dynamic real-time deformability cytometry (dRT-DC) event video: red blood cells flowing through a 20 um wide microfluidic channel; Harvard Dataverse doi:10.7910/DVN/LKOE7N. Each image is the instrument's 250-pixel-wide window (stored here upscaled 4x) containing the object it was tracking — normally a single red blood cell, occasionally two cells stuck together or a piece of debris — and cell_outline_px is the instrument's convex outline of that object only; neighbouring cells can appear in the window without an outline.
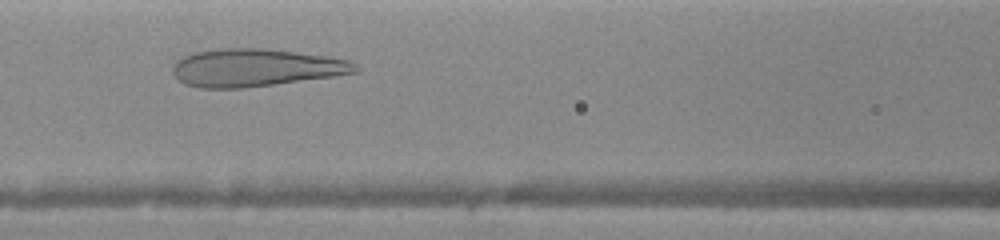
{"species": "human", "species_latin": "Homo sapiens", "temperature_condition": "warm", "stored_images_in_passage": 20, "camera_frame_rate_fps": 3000, "um_per_image_px": 0.085, "donor": {"sex": "female"}, "frame": {"image": 1, "passage_image": 4, "time_ms": 2.667, "image_size_px": [1000, 240], "cell_outline_px": [[360, 72], [332, 76], [244, 88], [200, 88], [184, 84], [172, 72], [172, 68], [176, 60], [184, 56], [196, 52], [220, 48], [260, 48], [296, 52], [328, 56], [348, 60], [356, 64], [360, 68]], "centroid_in_image_um": [21.72, 5.75], "position_along_channel_um": 144.9, "area_um2": 40.0}}
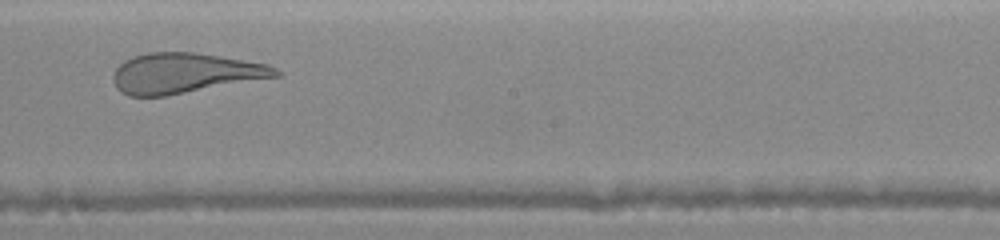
{"frame": {"image": 2, "passage_image": 10, "time_ms": 4.667, "image_size_px": [1000, 240], "cell_outline_px": [[280, 76], [164, 96], [128, 96], [120, 92], [116, 88], [112, 80], [112, 76], [116, 68], [124, 60], [132, 56], [148, 52], [196, 52], [268, 64], [276, 68], [280, 72]], "centroid_in_image_um": [15.67, 6.21], "position_along_channel_um": 232.5, "area_um2": 38.09}}
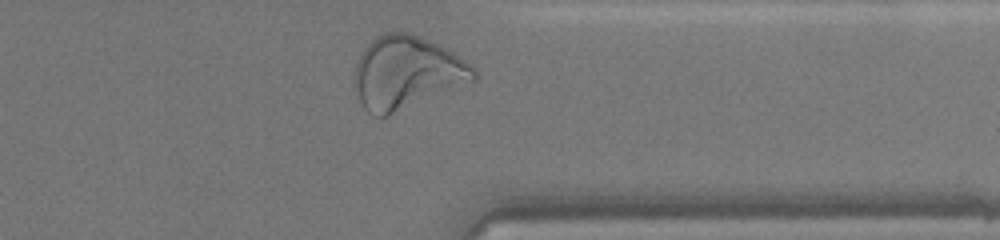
{"frame": {"image": 3, "passage_image": 19, "time_ms": 8.0, "image_size_px": [1000, 240], "cell_outline_px": [[476, 80], [388, 116], [376, 116], [368, 112], [364, 108], [360, 100], [356, 88], [356, 64], [364, 48], [376, 36], [384, 32], [408, 32], [440, 44], [472, 64], [476, 68]], "centroid_in_image_um": [34.6, 6.16], "position_along_channel_um": 376.8, "area_um2": 50.29}}